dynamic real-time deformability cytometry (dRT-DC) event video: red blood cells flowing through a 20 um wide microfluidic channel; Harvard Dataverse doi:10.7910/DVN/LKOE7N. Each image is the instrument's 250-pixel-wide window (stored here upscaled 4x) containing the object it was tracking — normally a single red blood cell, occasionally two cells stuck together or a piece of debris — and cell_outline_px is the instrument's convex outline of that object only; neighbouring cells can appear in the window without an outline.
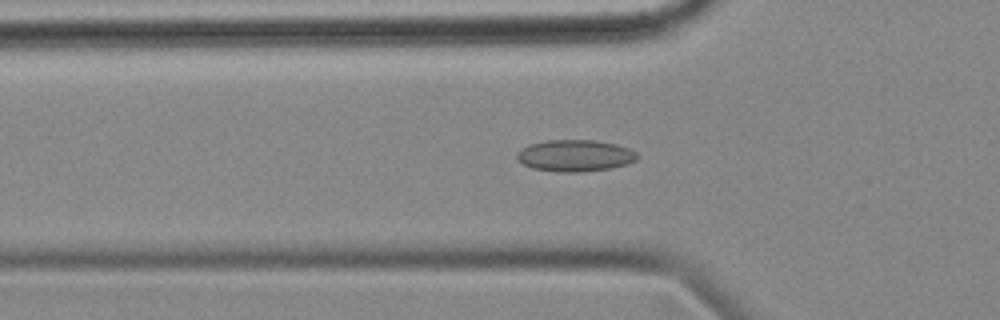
{"species": "common noctule bat (a hibernating species)", "species_latin": "Nyctalus noctula", "temperature_condition": "cold", "stored_images_in_passage": 39, "camera_frame_rate_fps": 3000, "um_per_image_px": 0.085, "animal": {"sex": "female", "body_mass_g": 18.4}, "frame": {"image": 1, "passage_image": 6, "time_ms": 1.667, "image_size_px": [1000, 320], "cell_outline_px": [[640, 156], [636, 160], [628, 164], [608, 168], [584, 172], [560, 172], [532, 168], [516, 160], [516, 152], [520, 148], [528, 144], [548, 140], [596, 140], [616, 144], [628, 148], [636, 152]], "centroid_in_image_um": [48.86, 13.22], "position_along_channel_um": 76.9, "area_um2": 22.43}}
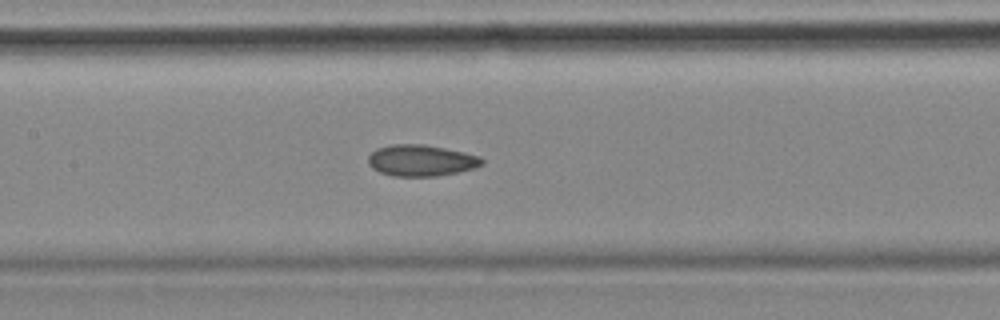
{"frame": {"image": 2, "passage_image": 14, "time_ms": 4.333, "image_size_px": [1000, 320], "cell_outline_px": [[484, 164], [472, 168], [456, 172], [436, 176], [392, 176], [380, 172], [372, 168], [368, 164], [368, 156], [376, 148], [392, 144], [424, 144], [464, 152], [480, 156], [484, 160]], "centroid_in_image_um": [35.77, 13.63], "position_along_channel_um": 171.6, "area_um2": 20.75}}
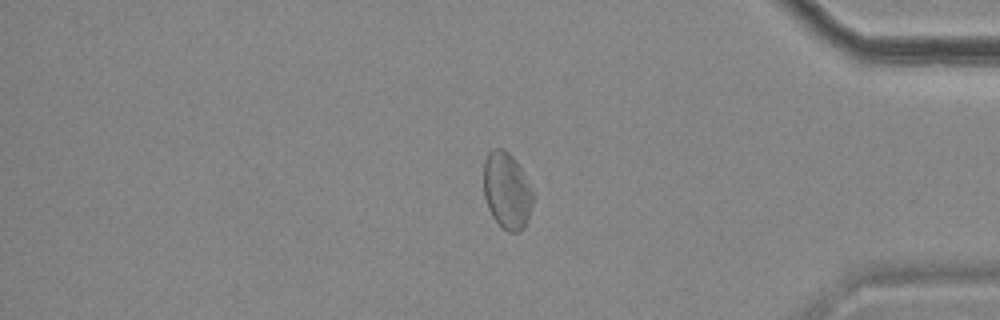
{"frame": {"image": 3, "passage_image": 35, "time_ms": 11.333, "image_size_px": [1000, 320], "cell_outline_px": [[532, 204], [528, 220], [524, 228], [516, 232], [508, 232], [492, 216], [488, 208], [484, 196], [484, 160], [488, 152], [492, 148], [504, 148], [512, 156], [520, 168], [532, 192]], "centroid_in_image_um": [43.05, 16.19], "position_along_channel_um": 392.1, "area_um2": 21.73}, "authors_computed_cell_mechanics": {"area_um2": 20.8658, "velocity_mm_per_s": 3.5425, "shape_relaxation_time_tau1_ms": null, "shape_relaxation_time_tau2_ms": 3.0558, "deformation_change_tau1": null, "deformation_change_tau2": 0.0787}}